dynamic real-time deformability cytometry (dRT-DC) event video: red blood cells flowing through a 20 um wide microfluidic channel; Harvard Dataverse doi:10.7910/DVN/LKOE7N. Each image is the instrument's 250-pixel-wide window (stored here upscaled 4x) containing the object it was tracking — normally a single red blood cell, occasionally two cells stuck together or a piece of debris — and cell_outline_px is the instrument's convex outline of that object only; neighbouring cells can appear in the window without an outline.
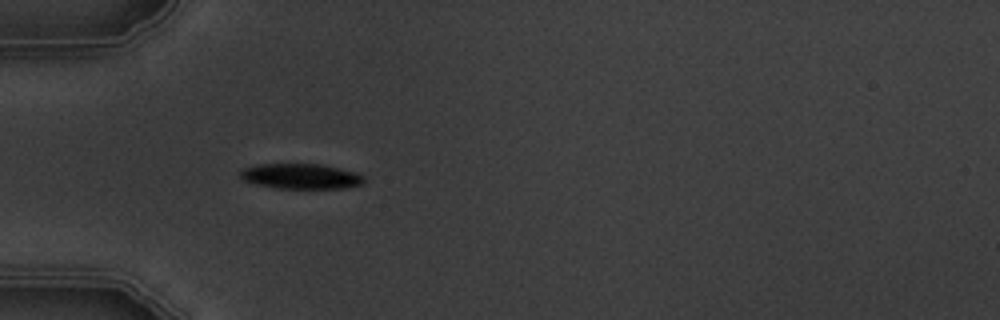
{"species": "common noctule bat (a hibernating species)", "species_latin": "Nyctalus noctula", "temperature_condition": "warm", "stored_images_in_passage": 5, "camera_frame_rate_fps": 3000, "um_per_image_px": 0.085, "animal": {"sex": "male", "body_mass_g": 19.5, "forearm_length_mm": 54.6}, "frame": {"image": 1, "passage_image": 5, "time_ms": 4.667, "image_size_px": [1000, 320], "cell_outline_px": [[364, 184], [344, 188], [276, 188], [256, 184], [244, 180], [240, 176], [240, 172], [244, 168], [260, 164], [320, 164], [340, 168], [356, 172], [364, 176]], "centroid_in_image_um": [25.61, 14.98], "position_along_channel_um": 59.4, "area_um2": 18.15}}